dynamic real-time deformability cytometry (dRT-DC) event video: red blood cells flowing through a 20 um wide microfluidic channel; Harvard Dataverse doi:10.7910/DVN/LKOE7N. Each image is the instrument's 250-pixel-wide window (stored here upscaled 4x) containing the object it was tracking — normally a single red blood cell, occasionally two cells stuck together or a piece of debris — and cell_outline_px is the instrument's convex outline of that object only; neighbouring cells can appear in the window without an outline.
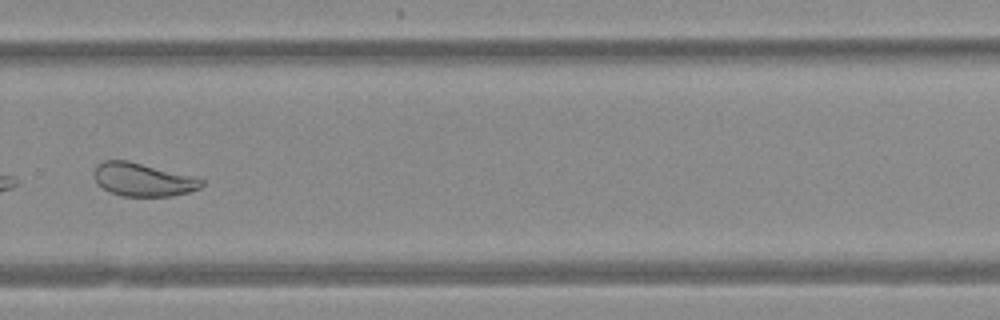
{"species": "Egyptian fruit bat (a non-hibernating species)", "species_latin": "Rousettus aegyptiacus", "temperature_condition": "warm", "stored_images_in_passage": 49, "camera_frame_rate_fps": 3000, "um_per_image_px": 0.085, "animal": {"sex": "female"}, "frame": {"image": 1, "passage_image": 35, "time_ms": 11.333, "image_size_px": [1000, 320], "cell_outline_px": [[204, 184], [200, 188], [188, 192], [172, 196], [120, 196], [108, 192], [96, 180], [92, 172], [96, 164], [104, 160], [128, 160], [204, 180]], "centroid_in_image_um": [12.09, 15.27], "position_along_channel_um": 317.7, "area_um2": 20.63}}